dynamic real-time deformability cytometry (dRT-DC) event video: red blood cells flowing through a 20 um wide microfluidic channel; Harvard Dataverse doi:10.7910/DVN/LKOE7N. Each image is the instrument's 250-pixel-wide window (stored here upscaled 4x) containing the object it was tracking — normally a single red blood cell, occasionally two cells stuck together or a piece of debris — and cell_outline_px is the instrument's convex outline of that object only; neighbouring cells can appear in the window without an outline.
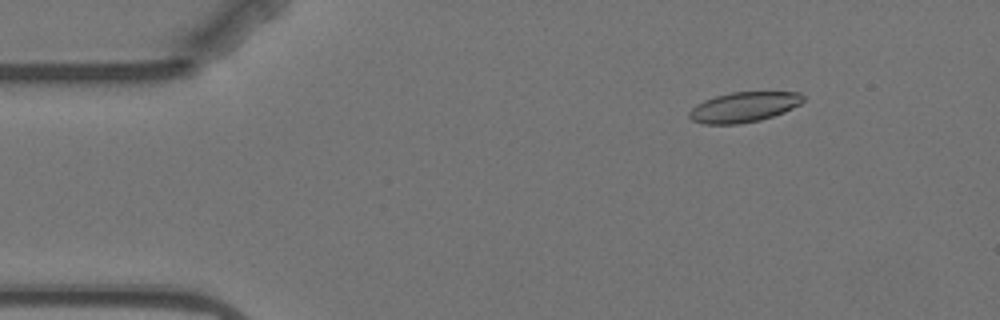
{"species": "Egyptian fruit bat (a non-hibernating species)", "species_latin": "Rousettus aegyptiacus", "temperature_condition": "warm", "stored_images_in_passage": 5, "camera_frame_rate_fps": 3000, "um_per_image_px": 0.085, "animal": {"sex": "female"}, "frame": {"image": 1, "passage_image": 3, "time_ms": 2.333, "image_size_px": [1000, 320], "cell_outline_px": [[804, 100], [800, 104], [784, 112], [760, 120], [740, 124], [704, 124], [692, 120], [688, 116], [688, 112], [696, 104], [704, 100], [716, 96], [732, 92], [800, 92], [804, 96]], "centroid_in_image_um": [63.21, 9.1], "position_along_channel_um": 21.8, "area_um2": 20.0}}
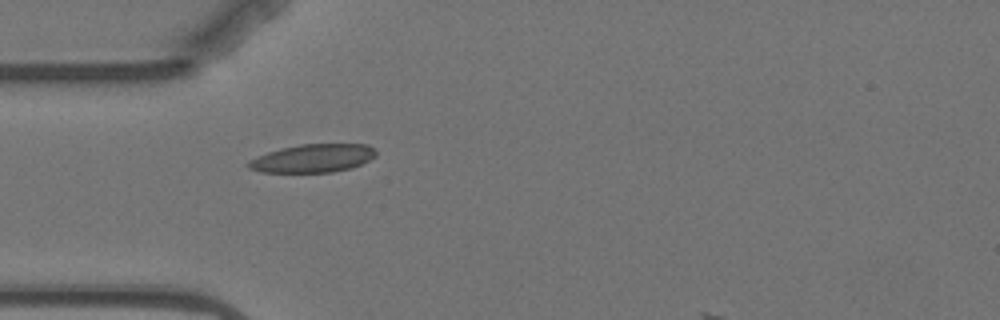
{"frame": {"image": 2, "passage_image": 5, "time_ms": 5.333, "image_size_px": [1000, 320], "cell_outline_px": [[376, 156], [352, 168], [332, 172], [260, 172], [248, 168], [244, 164], [248, 160], [256, 156], [280, 148], [300, 144], [368, 144], [376, 148]], "centroid_in_image_um": [26.57, 13.45], "position_along_channel_um": 58.4, "area_um2": 21.21}}